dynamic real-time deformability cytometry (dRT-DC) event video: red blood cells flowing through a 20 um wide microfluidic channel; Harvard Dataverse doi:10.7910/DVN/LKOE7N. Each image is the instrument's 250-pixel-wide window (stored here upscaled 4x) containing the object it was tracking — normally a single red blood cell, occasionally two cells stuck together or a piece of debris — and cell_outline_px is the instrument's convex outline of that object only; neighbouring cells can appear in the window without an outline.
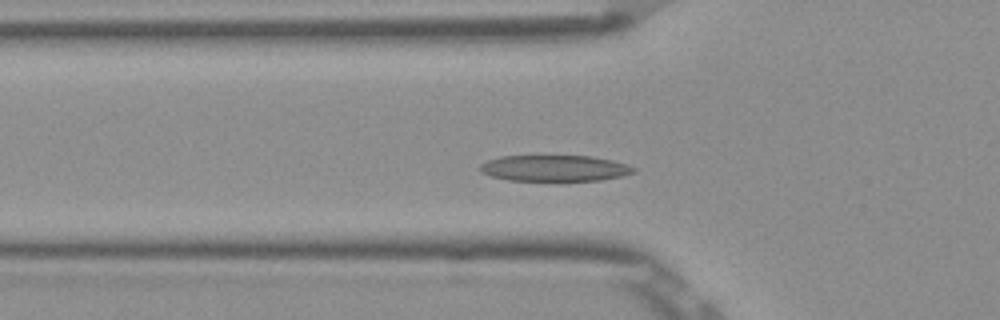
{"species": "Egyptian fruit bat (a non-hibernating species)", "species_latin": "Rousettus aegyptiacus", "temperature_condition": "room temperature", "stored_images_in_passage": 49, "camera_frame_rate_fps": 3000, "um_per_image_px": 0.085, "frame": {"image": 1, "passage_image": 13, "time_ms": 4.0, "image_size_px": [1000, 320], "cell_outline_px": [[636, 172], [620, 176], [600, 180], [508, 180], [492, 176], [480, 172], [480, 164], [488, 160], [500, 156], [592, 156], [612, 160], [628, 164], [636, 168]], "centroid_in_image_um": [47.15, 14.29], "position_along_channel_um": 78.6, "area_um2": 23.24}}
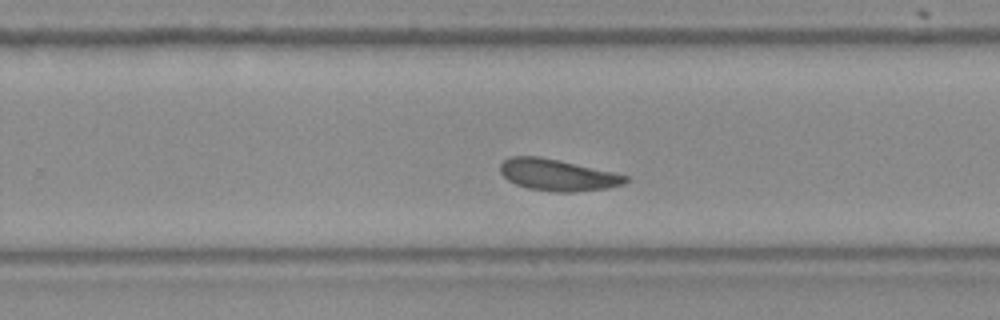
{"frame": {"image": 2, "passage_image": 29, "time_ms": 9.333, "image_size_px": [1000, 320], "cell_outline_px": [[632, 180], [624, 184], [608, 188], [572, 192], [556, 192], [528, 188], [516, 184], [508, 180], [500, 172], [500, 164], [504, 160], [512, 156], [540, 156], [612, 172], [628, 176]], "centroid_in_image_um": [47.41, 14.87], "position_along_channel_um": 282.4, "area_um2": 22.95}}
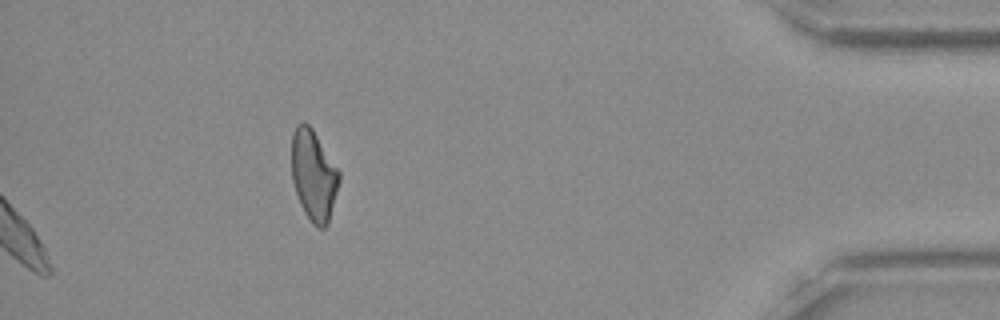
{"frame": {"image": 3, "passage_image": 49, "time_ms": 16.0, "image_size_px": [1000, 320], "cell_outline_px": [[340, 180], [328, 224], [324, 228], [316, 228], [312, 224], [304, 212], [300, 204], [292, 180], [292, 132], [296, 124], [304, 120], [312, 128], [340, 172]], "centroid_in_image_um": [26.65, 14.9], "position_along_channel_um": 408.5, "area_um2": 25.2}, "authors_computed_cell_mechanics": {"area_um2": 22.8888, "velocity_mm_per_s": 3.8121, "shape_relaxation_time_tau1_ms": 3.0558, "shape_relaxation_time_tau2_ms": 9.4147, "deformation_change_tau1": 0.1214, "deformation_change_tau2": 0.1955}}